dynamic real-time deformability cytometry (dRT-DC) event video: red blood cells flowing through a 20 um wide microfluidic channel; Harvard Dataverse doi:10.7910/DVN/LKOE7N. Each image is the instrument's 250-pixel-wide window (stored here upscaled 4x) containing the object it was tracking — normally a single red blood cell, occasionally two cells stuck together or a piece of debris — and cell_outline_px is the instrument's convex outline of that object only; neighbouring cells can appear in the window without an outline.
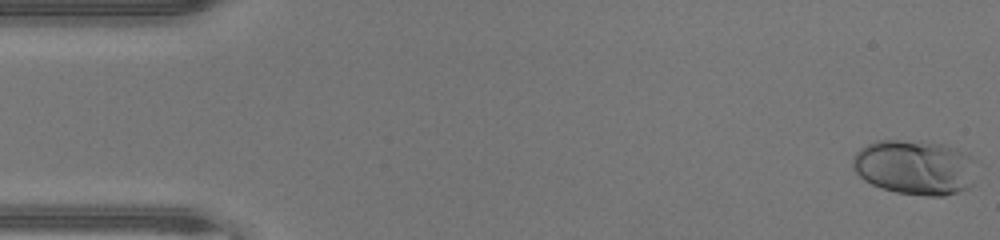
{"species": "human", "species_latin": "Homo sapiens", "temperature_condition": "warm", "stored_images_in_passage": 47, "camera_frame_rate_fps": 3000, "um_per_image_px": 0.085, "donor": {"sex": "male"}, "frame": {"image": 1, "passage_image": 1, "time_ms": 0.0, "image_size_px": [1000, 240], "cell_outline_px": [[972, 184], [968, 188], [944, 196], [924, 196], [896, 192], [872, 184], [864, 180], [852, 168], [852, 156], [860, 148], [876, 140], [920, 140], [940, 144], [956, 148], [968, 156]], "centroid_in_image_um": [77.65, 14.21], "position_along_channel_um": 7.3, "area_um2": 39.02}}
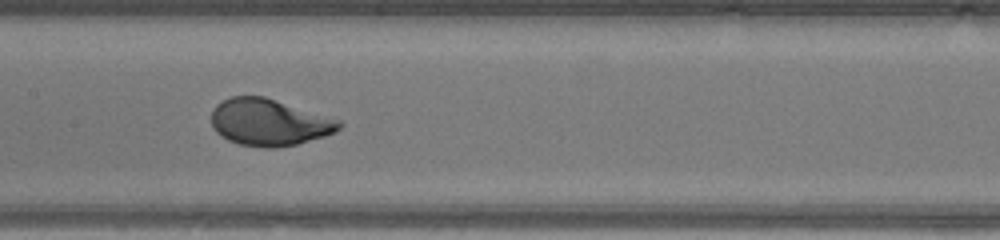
{"frame": {"image": 2, "passage_image": 23, "time_ms": 7.333, "image_size_px": [1000, 240], "cell_outline_px": [[344, 124], [336, 132], [324, 136], [296, 144], [276, 148], [264, 148], [240, 144], [228, 140], [220, 136], [212, 128], [212, 108], [216, 104], [232, 96], [264, 96], [340, 120]], "centroid_in_image_um": [22.86, 10.4], "position_along_channel_um": 184.5, "area_um2": 34.85}}
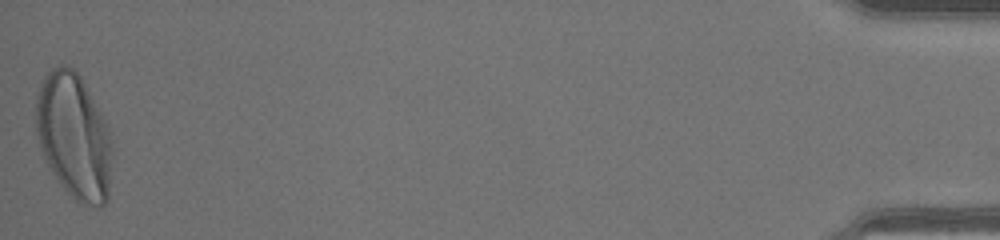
{"frame": {"image": 3, "passage_image": 47, "time_ms": 15.333, "image_size_px": [1000, 240], "cell_outline_px": [[112, 152], [108, 200], [100, 208], [80, 204], [60, 184], [52, 172], [40, 148], [36, 132], [36, 96], [40, 84], [44, 76], [52, 68], [60, 64], [64, 64], [72, 68], [80, 76], [100, 112], [108, 128], [112, 144]], "centroid_in_image_um": [6.28, 11.6], "position_along_channel_um": 428.9, "area_um2": 55.72}, "authors_computed_cell_mechanics": {"area_um2": 34.3332, "velocity_mm_per_s": 4.4057, "shape_relaxation_time_tau1_ms": 2.4195, "shape_relaxation_time_tau2_ms": null, "deformation_change_tau1": 0.1848, "deformation_change_tau2": null}}